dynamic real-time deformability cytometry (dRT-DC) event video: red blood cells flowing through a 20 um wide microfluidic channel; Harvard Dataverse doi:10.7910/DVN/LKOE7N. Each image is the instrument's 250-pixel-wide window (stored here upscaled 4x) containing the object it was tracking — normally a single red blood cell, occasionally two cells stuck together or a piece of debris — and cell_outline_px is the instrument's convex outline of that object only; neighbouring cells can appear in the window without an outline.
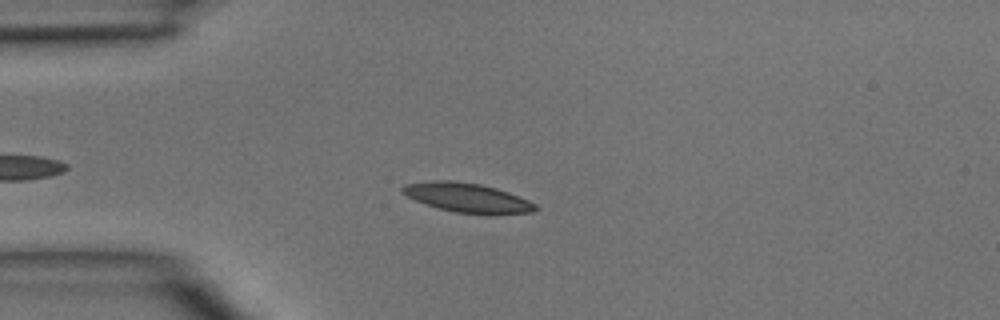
{"species": "common noctule bat (a hibernating species)", "species_latin": "Nyctalus noctula", "temperature_condition": "room temperature", "stored_images_in_passage": 5, "camera_frame_rate_fps": 3000, "um_per_image_px": 0.085, "animal": {"sex": "male", "body_mass_g": 15.6}, "frame": {"image": 1, "passage_image": 3, "time_ms": 0.667, "image_size_px": [1000, 320], "cell_outline_px": [[540, 208], [532, 212], [456, 212], [440, 208], [416, 200], [400, 192], [400, 188], [404, 184], [432, 180], [452, 180], [480, 184], [496, 188], [508, 192], [528, 200], [536, 204]], "centroid_in_image_um": [39.66, 16.75], "position_along_channel_um": 45.3, "area_um2": 21.91}}